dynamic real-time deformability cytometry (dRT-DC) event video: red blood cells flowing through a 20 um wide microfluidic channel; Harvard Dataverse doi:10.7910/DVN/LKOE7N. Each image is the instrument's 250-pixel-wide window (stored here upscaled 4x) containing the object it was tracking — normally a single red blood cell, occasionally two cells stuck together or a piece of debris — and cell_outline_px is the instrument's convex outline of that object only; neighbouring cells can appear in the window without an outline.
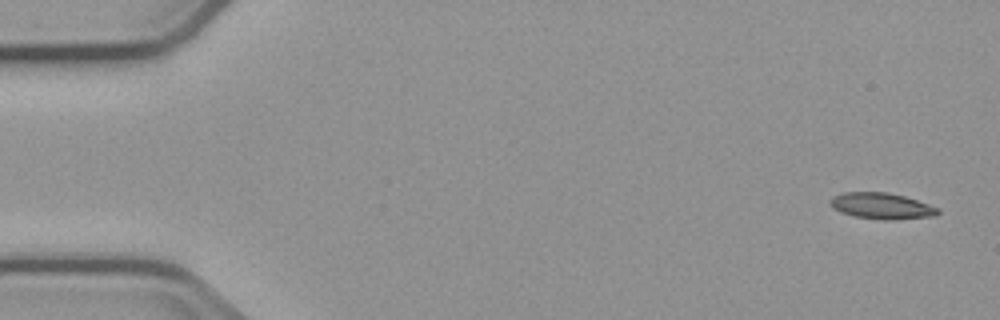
{"species": "common noctule bat (a hibernating species)", "species_latin": "Nyctalus noctula", "temperature_condition": "cold", "stored_images_in_passage": 4, "camera_frame_rate_fps": 3000, "um_per_image_px": 0.085, "animal": {"sex": "male", "body_mass_g": 23.1, "forearm_length_mm": 52.7}, "frame": {"image": 1, "passage_image": 1, "time_ms": 0.0, "image_size_px": [1000, 320], "cell_outline_px": [[940, 212], [936, 216], [888, 220], [884, 220], [856, 216], [840, 212], [832, 208], [828, 204], [828, 200], [832, 196], [844, 192], [888, 192], [904, 196], [940, 208]], "centroid_in_image_um": [74.91, 17.5], "position_along_channel_um": 10.1, "area_um2": 16.53}}